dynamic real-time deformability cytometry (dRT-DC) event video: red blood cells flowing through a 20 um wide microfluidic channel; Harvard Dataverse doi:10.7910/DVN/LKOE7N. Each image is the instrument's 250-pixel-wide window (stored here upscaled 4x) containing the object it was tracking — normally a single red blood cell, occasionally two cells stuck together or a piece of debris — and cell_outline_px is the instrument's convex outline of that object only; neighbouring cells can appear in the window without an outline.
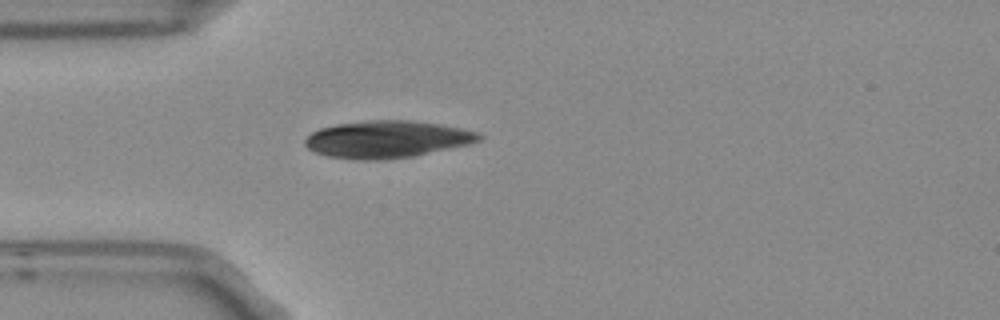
{"species": "Egyptian fruit bat (a non-hibernating species)", "species_latin": "Rousettus aegyptiacus", "temperature_condition": "room temperature", "stored_images_in_passage": 3, "camera_frame_rate_fps": 3000, "um_per_image_px": 0.085, "frame": {"image": 1, "passage_image": 3, "time_ms": 0.667, "image_size_px": [1000, 320], "cell_outline_px": [[484, 136], [480, 140], [468, 144], [412, 156], [380, 160], [360, 160], [328, 156], [316, 152], [308, 148], [304, 144], [304, 140], [312, 132], [320, 128], [336, 124], [368, 120], [412, 120], [440, 124], [460, 128], [476, 132]], "centroid_in_image_um": [32.87, 11.83], "position_along_channel_um": 52.1, "area_um2": 37.45}}